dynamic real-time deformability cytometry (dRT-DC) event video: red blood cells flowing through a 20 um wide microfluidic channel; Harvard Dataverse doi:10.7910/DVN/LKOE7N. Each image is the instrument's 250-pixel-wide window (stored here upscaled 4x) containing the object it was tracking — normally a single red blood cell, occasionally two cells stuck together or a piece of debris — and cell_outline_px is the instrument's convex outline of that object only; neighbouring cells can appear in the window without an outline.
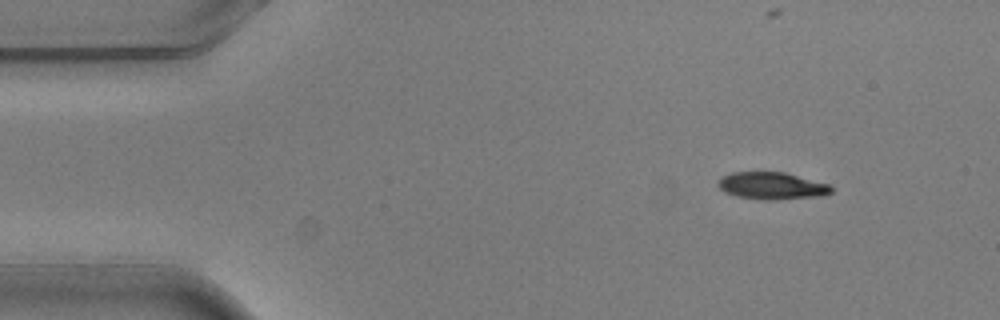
{"species": "common noctule bat (a hibernating species)", "species_latin": "Nyctalus noctula", "temperature_condition": "warm", "stored_images_in_passage": 5, "camera_frame_rate_fps": 3000, "um_per_image_px": 0.085, "animal": {"sex": "male", "body_mass_g": 20.5, "forearm_length_mm": 52.5}, "frame": {"image": 1, "passage_image": 1, "time_ms": 0.0, "image_size_px": [1000, 320], "cell_outline_px": [[832, 192], [820, 196], [772, 200], [764, 200], [736, 196], [724, 192], [716, 184], [720, 176], [732, 172], [784, 172], [828, 184], [832, 188]], "centroid_in_image_um": [65.55, 15.79], "position_along_channel_um": 19.5, "area_um2": 17.92}}
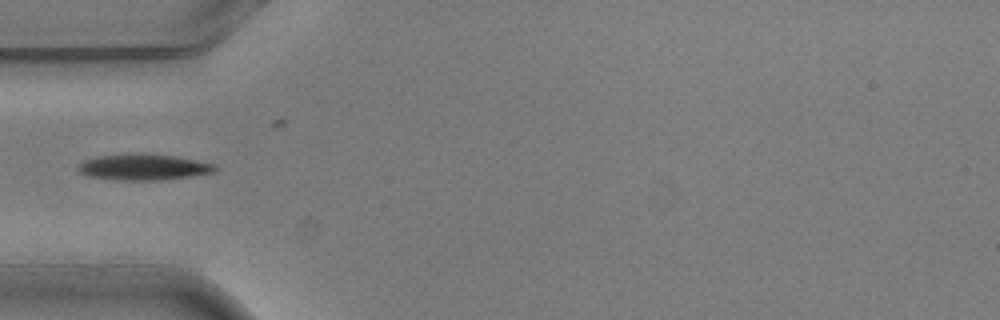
{"frame": {"image": 2, "passage_image": 4, "time_ms": 1.0, "image_size_px": [1000, 320], "cell_outline_px": [[216, 172], [192, 176], [160, 180], [116, 180], [88, 176], [80, 172], [76, 168], [76, 164], [84, 160], [96, 156], [136, 152], [140, 152], [172, 156], [216, 164]], "centroid_in_image_um": [12.14, 14.19], "position_along_channel_um": 72.9, "area_um2": 21.1}}
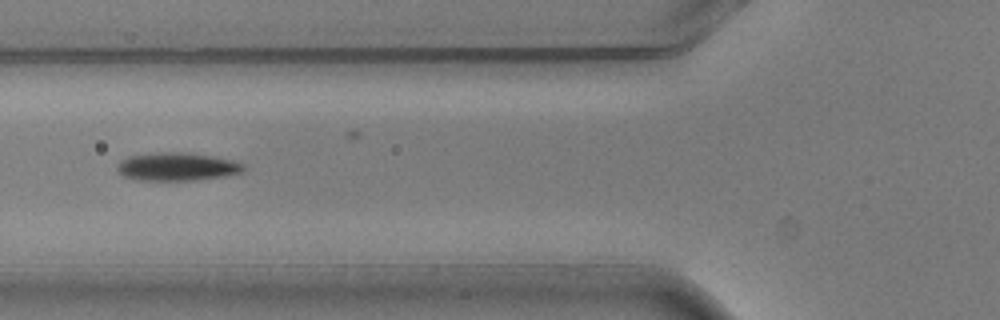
{"frame": {"image": 3, "passage_image": 5, "time_ms": 1.333, "image_size_px": [1000, 320], "cell_outline_px": [[244, 172], [224, 176], [196, 180], [136, 180], [124, 176], [116, 168], [120, 160], [128, 156], [160, 152], [176, 152], [208, 156], [232, 160], [244, 164]], "centroid_in_image_um": [15.03, 14.18], "position_along_channel_um": 110.8, "area_um2": 20.46}}